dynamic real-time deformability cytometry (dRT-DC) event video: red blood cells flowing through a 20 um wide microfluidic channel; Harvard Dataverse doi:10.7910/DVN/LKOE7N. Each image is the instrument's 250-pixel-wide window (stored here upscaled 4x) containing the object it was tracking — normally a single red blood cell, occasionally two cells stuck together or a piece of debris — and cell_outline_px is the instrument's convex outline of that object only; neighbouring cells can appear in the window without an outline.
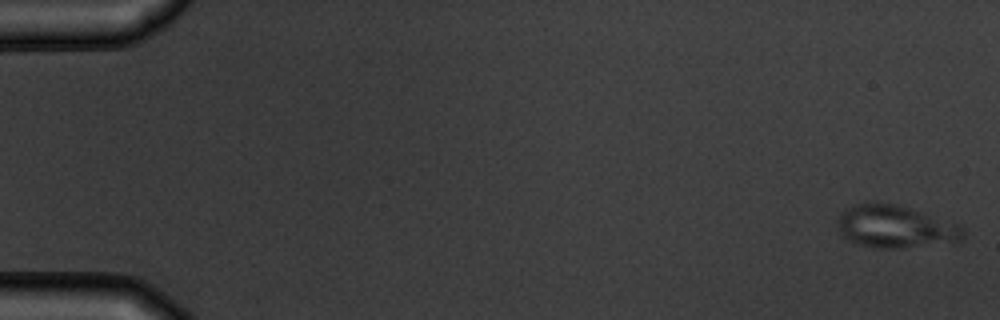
{"species": "common noctule bat (a hibernating species)", "species_latin": "Nyctalus noctula", "temperature_condition": "warm", "stored_images_in_passage": 5, "camera_frame_rate_fps": 3000, "um_per_image_px": 0.085, "animal": {"sex": "male", "body_mass_g": 19.5, "forearm_length_mm": 54.6}, "frame": {"image": 1, "passage_image": 1, "time_ms": 0.0, "image_size_px": [1000, 320], "cell_outline_px": [[964, 236], [960, 240], [904, 248], [872, 248], [856, 244], [840, 236], [836, 220], [840, 212], [844, 208], [856, 204], [872, 200], [876, 200], [896, 204], [960, 224], [964, 228]], "centroid_in_image_um": [76.01, 19.24], "position_along_channel_um": 9.0, "area_um2": 31.73}}